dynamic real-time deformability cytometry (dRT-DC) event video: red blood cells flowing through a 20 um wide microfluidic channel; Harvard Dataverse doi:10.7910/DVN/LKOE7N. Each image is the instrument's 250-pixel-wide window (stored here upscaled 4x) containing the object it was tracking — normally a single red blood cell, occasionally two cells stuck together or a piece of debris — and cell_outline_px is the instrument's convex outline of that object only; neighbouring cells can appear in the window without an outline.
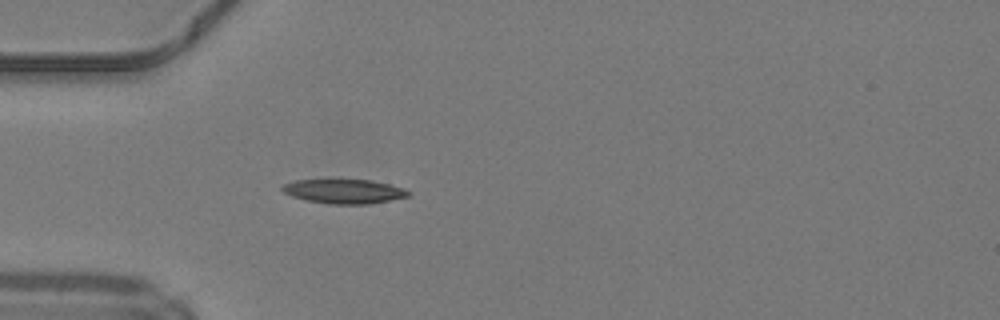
{"species": "common noctule bat (a hibernating species)", "species_latin": "Nyctalus noctula", "temperature_condition": "warm", "stored_images_in_passage": 33, "camera_frame_rate_fps": 3000, "um_per_image_px": 0.085, "animal": {"sex": "male", "body_mass_g": 19.2, "forearm_length_mm": 51.8}, "frame": {"image": 1, "passage_image": 1, "time_ms": 0.0, "image_size_px": [1000, 320], "cell_outline_px": [[412, 196], [368, 204], [328, 204], [308, 200], [292, 196], [284, 192], [280, 188], [280, 184], [296, 180], [328, 176], [336, 176], [372, 180], [404, 188], [412, 192]], "centroid_in_image_um": [29.21, 16.19], "position_along_channel_um": 55.8, "area_um2": 19.13}}
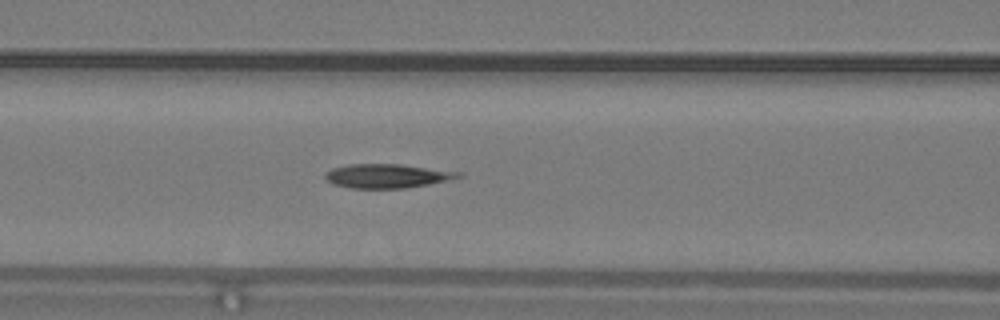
{"frame": {"image": 2, "passage_image": 7, "time_ms": 2.0, "image_size_px": [1000, 320], "cell_outline_px": [[464, 176], [428, 184], [404, 188], [352, 188], [332, 184], [324, 176], [332, 168], [348, 164], [400, 164], [464, 172]], "centroid_in_image_um": [32.93, 14.95], "position_along_channel_um": 133.7, "area_um2": 18.55}}
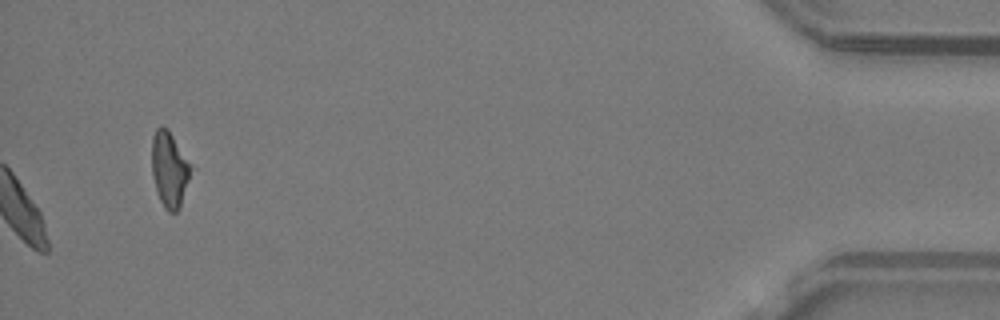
{"frame": {"image": 3, "passage_image": 33, "time_ms": 10.667, "image_size_px": [1000, 320], "cell_outline_px": [[196, 168], [180, 208], [176, 212], [168, 212], [164, 208], [156, 192], [152, 176], [152, 136], [156, 128], [160, 124], [164, 124], [168, 128]], "centroid_in_image_um": [14.47, 14.37], "position_along_channel_um": 420.7, "area_um2": 18.38}}